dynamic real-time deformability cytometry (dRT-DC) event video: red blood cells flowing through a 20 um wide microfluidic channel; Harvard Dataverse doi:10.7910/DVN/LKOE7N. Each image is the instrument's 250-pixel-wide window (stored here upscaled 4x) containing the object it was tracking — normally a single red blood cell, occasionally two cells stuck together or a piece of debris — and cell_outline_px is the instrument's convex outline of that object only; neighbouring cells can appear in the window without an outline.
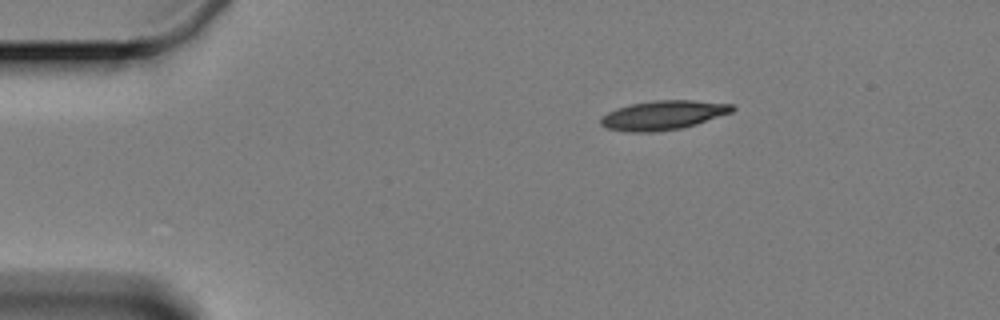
{"species": "Egyptian fruit bat (a non-hibernating species)", "species_latin": "Rousettus aegyptiacus", "temperature_condition": "cold", "stored_images_in_passage": 3, "camera_frame_rate_fps": 3000, "um_per_image_px": 0.085, "animal": {"sex": "female"}, "frame": {"image": 1, "passage_image": 1, "time_ms": 0.0, "image_size_px": [1000, 320], "cell_outline_px": [[736, 108], [732, 112], [696, 124], [680, 128], [652, 132], [632, 132], [608, 128], [600, 124], [600, 120], [608, 112], [616, 108], [632, 104], [656, 100], [692, 100], [732, 104]], "centroid_in_image_um": [56.39, 9.78], "position_along_channel_um": 28.6, "area_um2": 22.08}}